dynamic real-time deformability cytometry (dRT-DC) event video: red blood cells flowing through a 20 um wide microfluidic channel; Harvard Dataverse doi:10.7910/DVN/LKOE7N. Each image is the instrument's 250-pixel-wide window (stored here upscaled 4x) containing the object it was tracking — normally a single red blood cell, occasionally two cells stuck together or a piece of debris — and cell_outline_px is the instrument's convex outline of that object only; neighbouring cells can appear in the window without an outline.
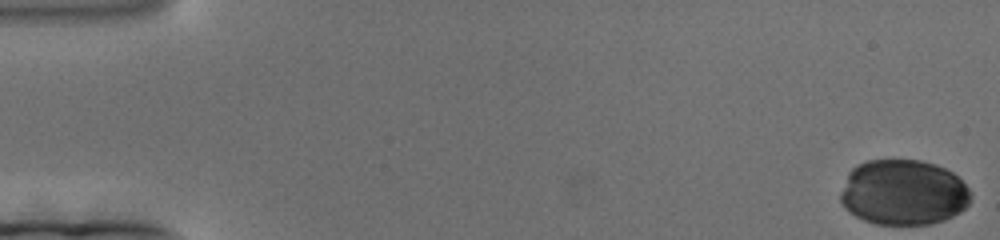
{"species": "human", "species_latin": "Homo sapiens", "temperature_condition": "cold", "stored_images_in_passage": 57, "camera_frame_rate_fps": 3000, "um_per_image_px": 0.085, "donor": {"sex": "female"}, "frame": {"image": 1, "passage_image": 1, "time_ms": 0.0, "image_size_px": [1000, 240], "cell_outline_px": [[968, 204], [960, 212], [944, 220], [928, 224], [876, 224], [864, 220], [848, 212], [844, 208], [840, 200], [840, 192], [848, 172], [856, 164], [868, 160], [920, 160], [936, 164], [952, 172], [968, 188]], "centroid_in_image_um": [76.73, 16.35], "position_along_channel_um": 8.3, "area_um2": 49.65}}
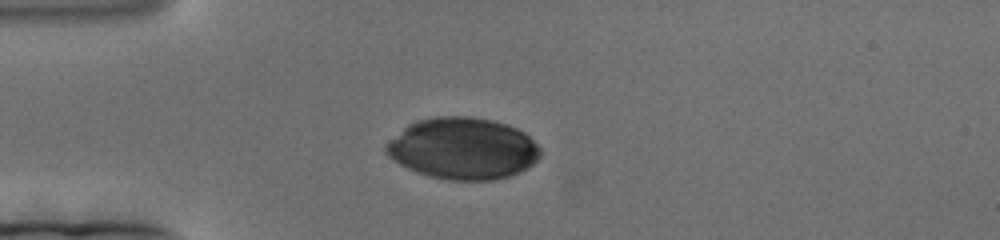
{"frame": {"image": 2, "passage_image": 49, "time_ms": 16.0, "image_size_px": [1000, 240], "cell_outline_px": [[540, 156], [528, 168], [520, 172], [508, 176], [492, 180], [448, 180], [428, 176], [416, 172], [392, 160], [384, 152], [384, 144], [408, 124], [416, 120], [436, 116], [468, 116], [492, 120], [508, 124], [524, 132], [540, 148]], "centroid_in_image_um": [39.31, 12.62], "position_along_channel_um": 45.7, "area_um2": 55.66}}